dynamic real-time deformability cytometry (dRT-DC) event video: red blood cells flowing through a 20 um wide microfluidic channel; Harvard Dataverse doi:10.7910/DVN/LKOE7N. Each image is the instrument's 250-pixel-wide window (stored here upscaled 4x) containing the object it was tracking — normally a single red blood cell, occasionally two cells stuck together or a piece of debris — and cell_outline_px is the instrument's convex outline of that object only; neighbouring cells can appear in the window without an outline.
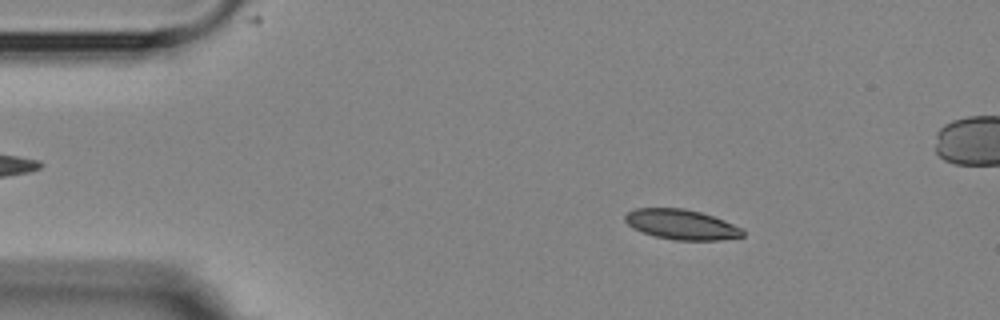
{"species": "Egyptian fruit bat (a non-hibernating species)", "species_latin": "Rousettus aegyptiacus", "temperature_condition": "room temperature", "stored_images_in_passage": 5, "camera_frame_rate_fps": 3000, "um_per_image_px": 0.085, "animal": {"sex": "female"}, "frame": {"image": 1, "passage_image": 2, "time_ms": 1.333, "image_size_px": [1000, 320], "cell_outline_px": [[744, 236], [720, 240], [676, 240], [656, 236], [632, 228], [624, 220], [624, 216], [628, 212], [636, 208], [684, 208], [700, 212], [724, 220], [744, 228]], "centroid_in_image_um": [57.95, 19.08], "position_along_channel_um": 27.1, "area_um2": 20.58}}